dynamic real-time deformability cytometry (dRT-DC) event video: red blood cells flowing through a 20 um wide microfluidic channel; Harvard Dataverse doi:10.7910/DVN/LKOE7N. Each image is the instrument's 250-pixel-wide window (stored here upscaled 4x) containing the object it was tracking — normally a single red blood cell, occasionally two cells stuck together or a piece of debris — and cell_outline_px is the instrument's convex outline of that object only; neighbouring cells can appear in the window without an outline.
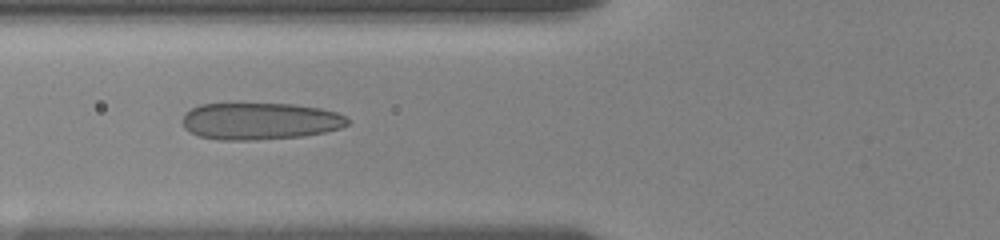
{"species": "human", "species_latin": "Homo sapiens", "temperature_condition": "room temperature", "stored_images_in_passage": 14, "camera_frame_rate_fps": 3000, "um_per_image_px": 0.085, "donor": {"sex": "female"}, "frame": {"image": 1, "passage_image": 10, "time_ms": 7.0, "image_size_px": [1000, 240], "cell_outline_px": [[348, 124], [340, 128], [324, 132], [300, 136], [256, 140], [220, 140], [196, 136], [188, 132], [184, 128], [184, 112], [200, 104], [292, 104], [320, 108], [336, 112], [344, 116], [348, 120]], "centroid_in_image_um": [22.05, 10.3], "position_along_channel_um": 103.7, "area_um2": 35.49}}
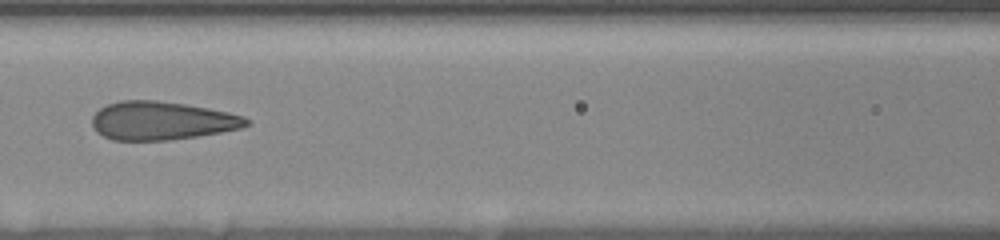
{"frame": {"image": 2, "passage_image": 12, "time_ms": 8.333, "image_size_px": [1000, 240], "cell_outline_px": [[252, 124], [244, 128], [196, 136], [168, 140], [112, 140], [96, 132], [92, 124], [92, 116], [100, 108], [108, 104], [120, 100], [156, 100], [184, 104], [208, 108], [228, 112], [244, 116]], "centroid_in_image_um": [13.75, 10.26], "position_along_channel_um": 152.8, "area_um2": 34.56}}
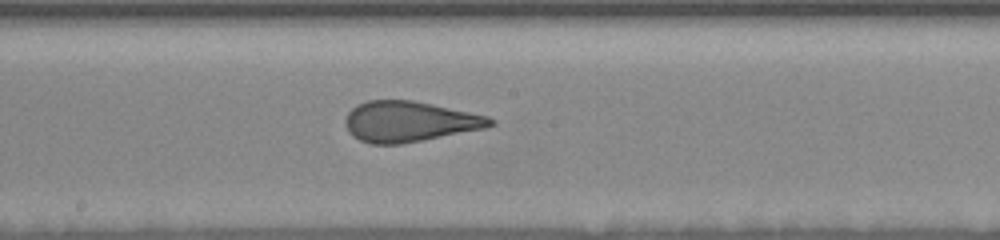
{"frame": {"image": 3, "passage_image": 14, "time_ms": 10.0, "image_size_px": [1000, 240], "cell_outline_px": [[496, 124], [484, 128], [400, 144], [368, 144], [352, 136], [348, 132], [344, 120], [348, 112], [356, 104], [368, 100], [412, 100], [432, 104], [488, 116], [496, 120]], "centroid_in_image_um": [34.75, 10.33], "position_along_channel_um": 213.4, "area_um2": 34.16}}